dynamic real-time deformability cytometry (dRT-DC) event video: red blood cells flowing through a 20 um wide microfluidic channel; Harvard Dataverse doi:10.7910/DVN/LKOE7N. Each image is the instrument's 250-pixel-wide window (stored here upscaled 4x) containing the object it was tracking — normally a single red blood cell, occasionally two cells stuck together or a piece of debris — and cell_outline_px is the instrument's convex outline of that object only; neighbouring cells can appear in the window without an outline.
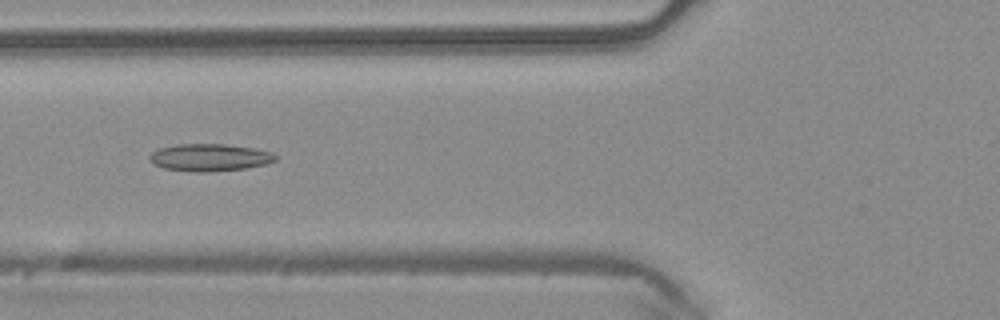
{"species": "common noctule bat (a hibernating species)", "species_latin": "Nyctalus noctula", "temperature_condition": "warm", "stored_images_in_passage": 49, "camera_frame_rate_fps": 3000, "um_per_image_px": 0.085, "animal": {"sex": "male", "body_mass_g": 20.4}, "frame": {"image": 1, "passage_image": 19, "time_ms": 6.0, "image_size_px": [1000, 320], "cell_outline_px": [[276, 160], [268, 164], [244, 168], [212, 172], [192, 172], [164, 168], [156, 164], [148, 156], [152, 152], [160, 148], [176, 144], [224, 144], [252, 148], [272, 152], [276, 156]], "centroid_in_image_um": [17.84, 13.39], "position_along_channel_um": 108.0, "area_um2": 19.94}}
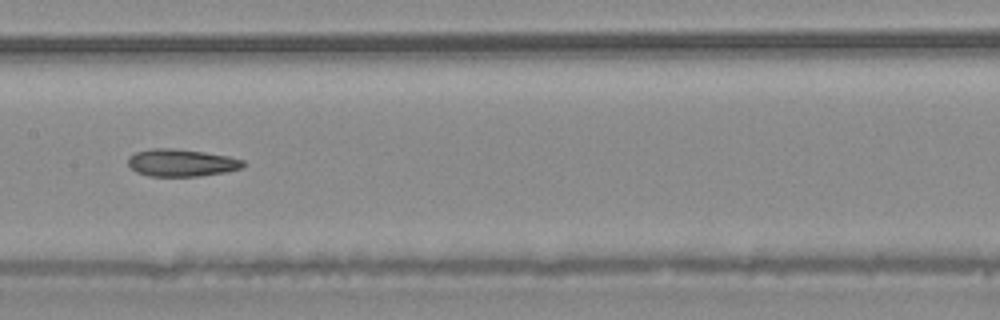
{"frame": {"image": 2, "passage_image": 25, "time_ms": 8.0, "image_size_px": [1000, 320], "cell_outline_px": [[248, 164], [244, 168], [228, 172], [200, 176], [148, 176], [136, 172], [128, 164], [128, 156], [136, 152], [152, 148], [172, 148], [204, 152], [228, 156], [244, 160]], "centroid_in_image_um": [15.47, 13.84], "position_along_channel_um": 191.9, "area_um2": 18.61}}
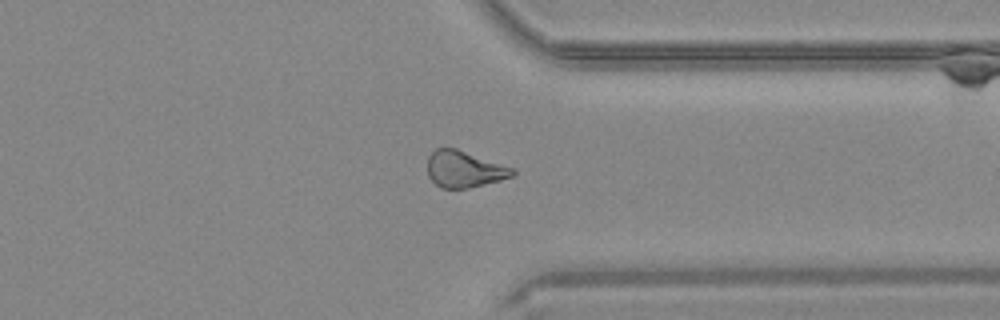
{"frame": {"image": 3, "passage_image": 38, "time_ms": 12.333, "image_size_px": [1000, 320], "cell_outline_px": [[516, 172], [512, 176], [500, 180], [468, 188], [440, 188], [428, 176], [428, 156], [436, 148], [456, 148], [516, 168]], "centroid_in_image_um": [39.48, 14.37], "position_along_channel_um": 371.9, "area_um2": 18.15}, "authors_computed_cell_mechanics": {"area_um2": 19.5942, "velocity_mm_per_s": 4.1981, "shape_relaxation_time_tau1_ms": 6.7609, "shape_relaxation_time_tau2_ms": 4.3929, "deformation_change_tau1": 0.145, "deformation_change_tau2": 0.1402}}